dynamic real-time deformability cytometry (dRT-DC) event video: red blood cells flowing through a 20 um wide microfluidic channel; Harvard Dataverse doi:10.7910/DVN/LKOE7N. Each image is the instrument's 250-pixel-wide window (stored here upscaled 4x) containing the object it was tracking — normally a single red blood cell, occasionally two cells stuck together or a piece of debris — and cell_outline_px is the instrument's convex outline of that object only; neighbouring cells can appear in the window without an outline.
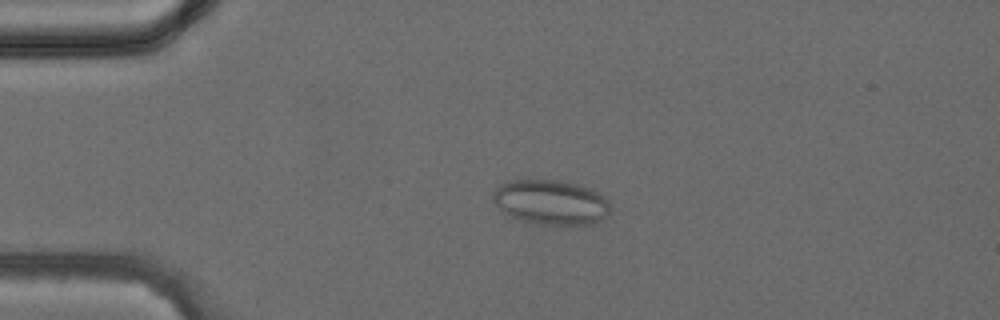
{"species": "common noctule bat (a hibernating species)", "species_latin": "Nyctalus noctula", "temperature_condition": "cold", "stored_images_in_passage": 41, "camera_frame_rate_fps": 3000, "um_per_image_px": 0.085, "animal": {"sex": "female", "body_mass_g": 24.6, "forearm_length_mm": 56.2}, "frame": {"image": 1, "passage_image": 10, "time_ms": 3.0, "image_size_px": [1000, 320], "cell_outline_px": [[608, 216], [592, 224], [544, 224], [524, 220], [512, 216], [500, 208], [492, 200], [492, 192], [500, 184], [512, 180], [556, 180], [576, 184], [592, 188], [604, 196], [608, 200]], "centroid_in_image_um": [46.84, 17.17], "position_along_channel_um": 38.2, "area_um2": 30.23}}
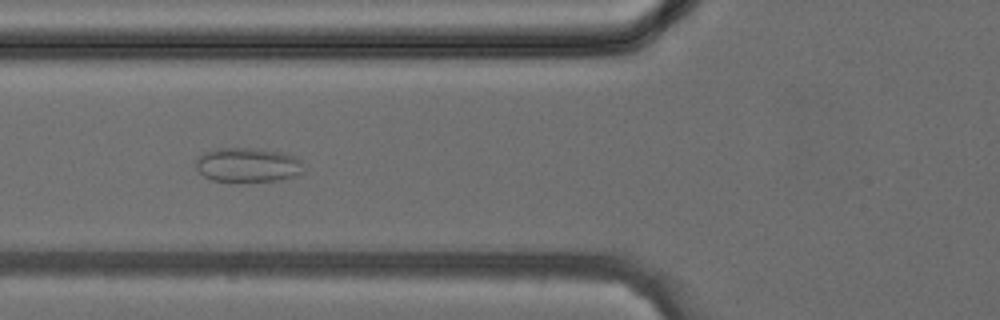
{"frame": {"image": 2, "passage_image": 16, "time_ms": 5.0, "image_size_px": [1000, 320], "cell_outline_px": [[304, 172], [296, 176], [280, 180], [212, 180], [204, 176], [196, 168], [196, 156], [204, 152], [216, 148], [256, 148], [280, 152], [292, 156], [300, 160]], "centroid_in_image_um": [21.03, 13.99], "position_along_channel_um": 104.8, "area_um2": 21.33}}
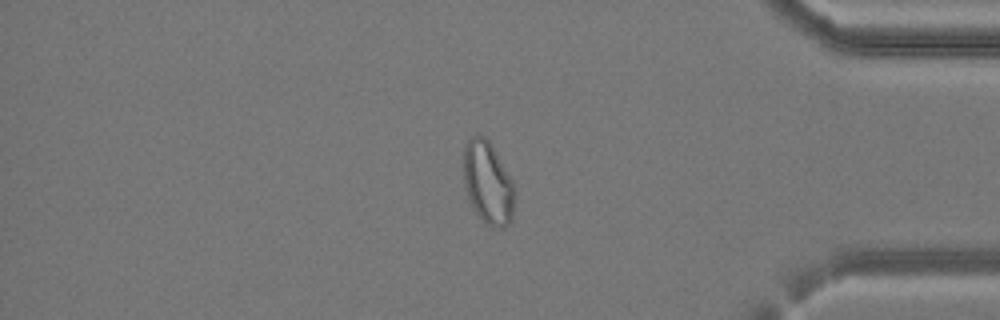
{"frame": {"image": 3, "passage_image": 35, "time_ms": 11.333, "image_size_px": [1000, 320], "cell_outline_px": [[516, 196], [512, 220], [504, 228], [500, 228], [488, 224], [476, 212], [468, 196], [464, 180], [464, 148], [468, 140], [472, 136], [484, 136], [492, 144], [512, 180], [516, 188]], "centroid_in_image_um": [41.52, 15.54], "position_along_channel_um": 393.7, "area_um2": 24.51}}